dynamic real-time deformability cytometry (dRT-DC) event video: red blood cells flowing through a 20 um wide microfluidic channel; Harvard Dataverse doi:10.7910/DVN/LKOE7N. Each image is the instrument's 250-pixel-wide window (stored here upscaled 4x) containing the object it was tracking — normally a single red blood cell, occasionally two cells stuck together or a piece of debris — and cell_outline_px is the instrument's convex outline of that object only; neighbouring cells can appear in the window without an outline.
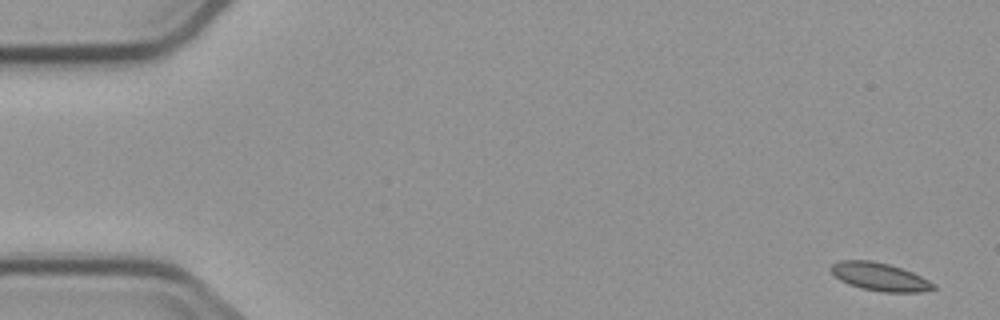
{"species": "common noctule bat (a hibernating species)", "species_latin": "Nyctalus noctula", "temperature_condition": "cold", "stored_images_in_passage": 6, "camera_frame_rate_fps": 3000, "um_per_image_px": 0.085, "animal": {"sex": "male", "body_mass_g": 23.1, "forearm_length_mm": 52.7}, "frame": {"image": 1, "passage_image": 1, "time_ms": 0.0, "image_size_px": [1000, 320], "cell_outline_px": [[936, 288], [920, 292], [880, 292], [860, 288], [848, 284], [840, 280], [828, 268], [832, 264], [840, 260], [872, 260], [888, 264], [912, 272], [936, 284]], "centroid_in_image_um": [74.75, 23.53], "position_along_channel_um": 10.2, "area_um2": 16.76}}